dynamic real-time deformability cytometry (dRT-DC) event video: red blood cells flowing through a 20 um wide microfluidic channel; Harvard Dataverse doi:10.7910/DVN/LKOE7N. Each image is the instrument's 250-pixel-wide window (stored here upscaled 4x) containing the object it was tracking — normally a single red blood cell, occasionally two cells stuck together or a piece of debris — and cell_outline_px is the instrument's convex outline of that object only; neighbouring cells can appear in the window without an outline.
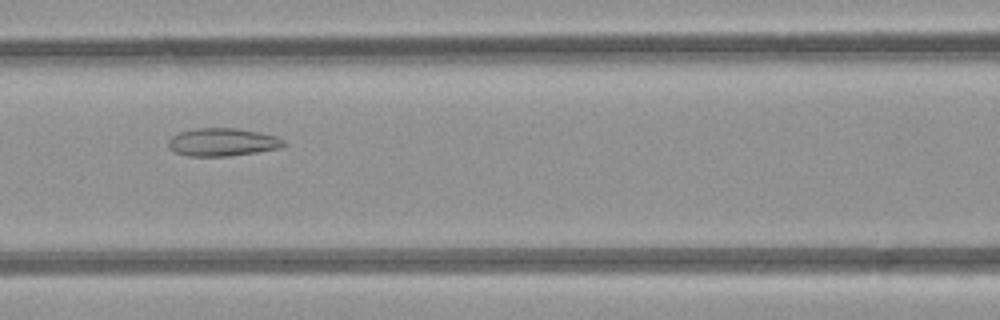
{"species": "common noctule bat (a hibernating species)", "species_latin": "Nyctalus noctula", "temperature_condition": "room temperature", "stored_images_in_passage": 4, "camera_frame_rate_fps": 3000, "um_per_image_px": 0.085, "animal": {"sex": "female", "body_mass_g": 21.9}, "frame": {"image": 1, "passage_image": 4, "time_ms": 3.333, "image_size_px": [1000, 320], "cell_outline_px": [[288, 144], [280, 148], [256, 152], [228, 156], [188, 156], [176, 152], [168, 148], [168, 140], [172, 136], [180, 132], [196, 128], [236, 128], [260, 132], [276, 136], [284, 140]], "centroid_in_image_um": [18.93, 12.08], "position_along_channel_um": 147.7, "area_um2": 18.84}}